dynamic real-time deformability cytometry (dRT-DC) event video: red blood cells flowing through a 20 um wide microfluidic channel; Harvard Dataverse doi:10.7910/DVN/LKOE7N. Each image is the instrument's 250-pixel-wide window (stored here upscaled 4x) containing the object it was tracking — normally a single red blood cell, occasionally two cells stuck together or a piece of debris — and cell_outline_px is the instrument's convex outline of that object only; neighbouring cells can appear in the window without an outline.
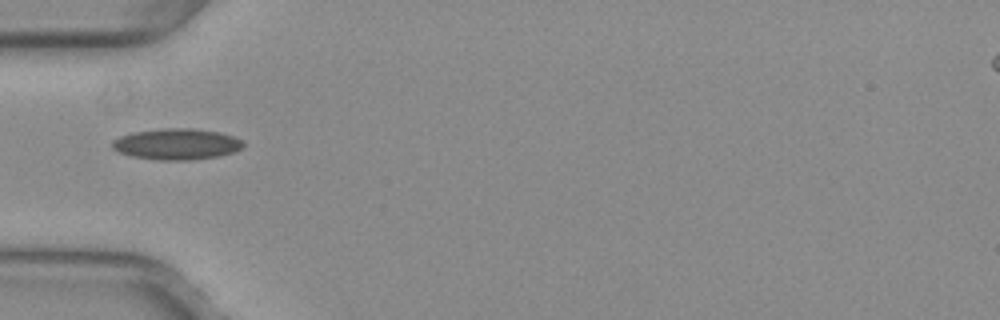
{"species": "common noctule bat (a hibernating species)", "species_latin": "Nyctalus noctula", "temperature_condition": "warm", "stored_images_in_passage": 30, "camera_frame_rate_fps": 3000, "um_per_image_px": 0.085, "animal": {"sex": "female", "body_mass_g": 29.2, "forearm_length_mm": 56.3}, "frame": {"image": 1, "passage_image": 1, "time_ms": 0.0, "image_size_px": [1000, 320], "cell_outline_px": [[244, 144], [240, 148], [232, 152], [216, 156], [188, 160], [160, 160], [132, 156], [120, 152], [112, 148], [112, 140], [120, 136], [132, 132], [164, 128], [192, 128], [220, 132], [244, 140]], "centroid_in_image_um": [15.0, 12.23], "position_along_channel_um": 70.0, "area_um2": 23.58}}
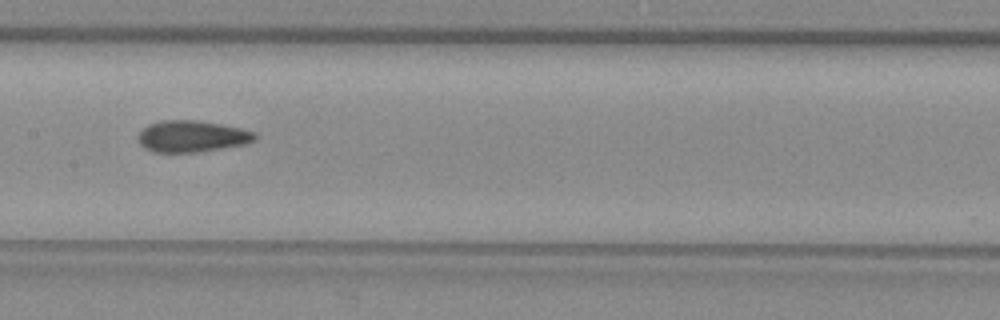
{"frame": {"image": 2, "passage_image": 10, "time_ms": 3.0, "image_size_px": [1000, 320], "cell_outline_px": [[256, 140], [244, 144], [196, 152], [152, 152], [144, 148], [140, 144], [136, 136], [148, 124], [160, 120], [196, 120], [220, 124], [240, 128], [256, 132]], "centroid_in_image_um": [16.27, 11.58], "position_along_channel_um": 191.1, "area_um2": 21.44}}
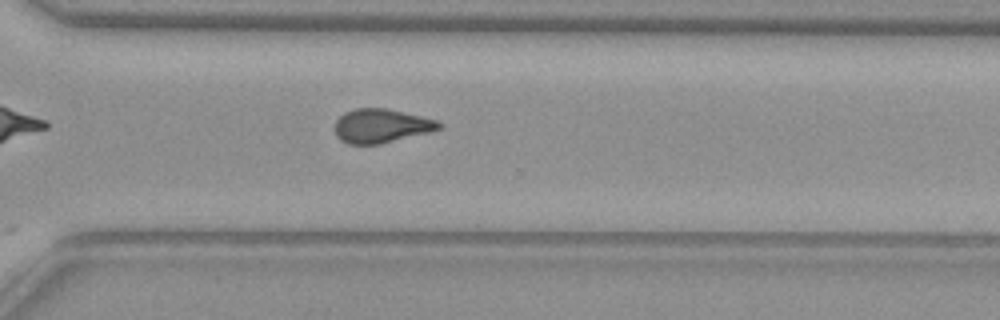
{"frame": {"image": 3, "passage_image": 21, "time_ms": 6.667, "image_size_px": [1000, 320], "cell_outline_px": [[444, 124], [440, 128], [428, 132], [380, 144], [348, 144], [340, 140], [336, 136], [336, 120], [344, 112], [356, 108], [384, 108], [404, 112], [436, 120]], "centroid_in_image_um": [32.38, 10.7], "position_along_channel_um": 338.2, "area_um2": 20.4}, "authors_computed_cell_mechanics": {"area_um2": 21.386, "velocity_mm_per_s": 4.0242, "shape_relaxation_time_tau1_ms": null, "shape_relaxation_time_tau2_ms": 1.3479, "deformation_change_tau1": null, "deformation_change_tau2": 0.07}}